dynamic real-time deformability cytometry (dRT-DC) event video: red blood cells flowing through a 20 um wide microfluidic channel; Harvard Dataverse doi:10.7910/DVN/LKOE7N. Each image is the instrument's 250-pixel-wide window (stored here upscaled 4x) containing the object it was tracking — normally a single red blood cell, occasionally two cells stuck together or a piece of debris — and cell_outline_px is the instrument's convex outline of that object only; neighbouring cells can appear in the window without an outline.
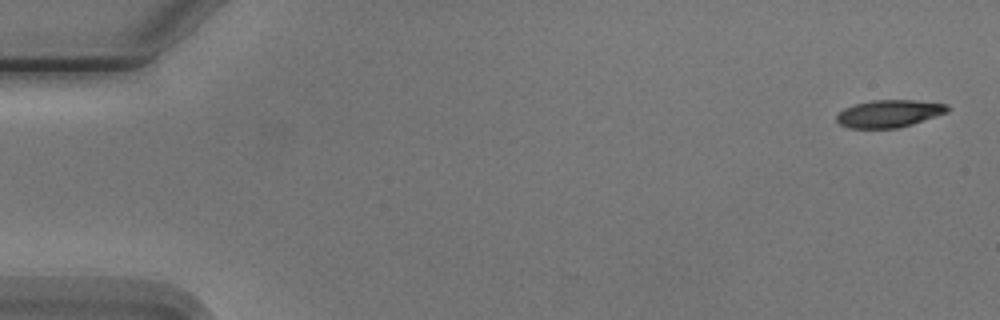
{"species": "Egyptian fruit bat (a non-hibernating species)", "species_latin": "Rousettus aegyptiacus", "temperature_condition": "cold", "stored_images_in_passage": 4, "camera_frame_rate_fps": 3000, "um_per_image_px": 0.085, "animal": {"sex": "male"}, "frame": {"image": 1, "passage_image": 1, "time_ms": 0.0, "image_size_px": [1000, 320], "cell_outline_px": [[952, 108], [948, 112], [912, 124], [896, 128], [848, 128], [840, 124], [836, 120], [836, 116], [844, 108], [856, 104], [872, 100], [916, 100], [948, 104]], "centroid_in_image_um": [75.6, 9.65], "position_along_channel_um": 9.4, "area_um2": 17.74}}